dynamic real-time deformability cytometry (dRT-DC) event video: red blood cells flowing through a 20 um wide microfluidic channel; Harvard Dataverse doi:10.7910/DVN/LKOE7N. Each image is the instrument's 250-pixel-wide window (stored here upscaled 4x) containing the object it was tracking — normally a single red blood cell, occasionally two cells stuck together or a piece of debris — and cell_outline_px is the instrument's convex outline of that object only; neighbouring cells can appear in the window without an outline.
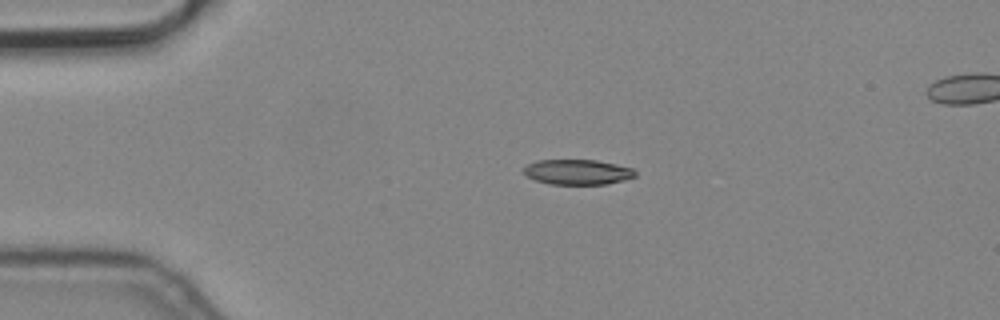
{"species": "common noctule bat (a hibernating species)", "species_latin": "Nyctalus noctula", "temperature_condition": "cold", "stored_images_in_passage": 5, "camera_frame_rate_fps": 3000, "um_per_image_px": 0.085, "animal": {"sex": "male", "body_mass_g": 19.2, "forearm_length_mm": 51.8}, "frame": {"image": 1, "passage_image": 3, "time_ms": 0.667, "image_size_px": [1000, 320], "cell_outline_px": [[636, 176], [624, 180], [604, 184], [548, 184], [536, 180], [528, 176], [524, 172], [524, 168], [528, 164], [536, 160], [596, 160], [616, 164], [632, 168], [636, 172]], "centroid_in_image_um": [49.1, 14.62], "position_along_channel_um": 35.9, "area_um2": 16.24}}